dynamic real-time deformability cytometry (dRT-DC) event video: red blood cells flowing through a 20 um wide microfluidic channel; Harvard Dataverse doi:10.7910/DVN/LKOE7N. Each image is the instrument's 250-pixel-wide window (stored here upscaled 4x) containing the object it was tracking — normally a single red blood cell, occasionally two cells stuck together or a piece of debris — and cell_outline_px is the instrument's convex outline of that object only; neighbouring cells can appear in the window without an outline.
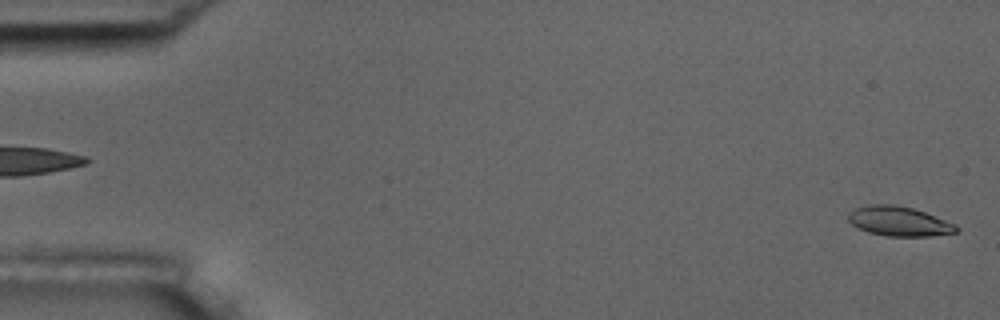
{"species": "common noctule bat (a hibernating species)", "species_latin": "Nyctalus noctula", "temperature_condition": "room temperature", "stored_images_in_passage": 6, "segment_of_instrument_passage": [2, 2], "camera_frame_rate_fps": 3000, "um_per_image_px": 0.085, "animal": {"sex": "male", "body_mass_g": 17.5, "forearm_length_mm": 52.3}, "frame": {"image": 1, "passage_image": 6, "time_ms": 6.0, "image_size_px": [1000, 320], "cell_outline_px": [[960, 228], [956, 232], [928, 236], [888, 236], [868, 232], [856, 228], [848, 220], [848, 212], [856, 208], [868, 204], [892, 204], [912, 208], [924, 212], [956, 224]], "centroid_in_image_um": [76.38, 18.8], "position_along_channel_um": 8.6, "area_um2": 18.61}}